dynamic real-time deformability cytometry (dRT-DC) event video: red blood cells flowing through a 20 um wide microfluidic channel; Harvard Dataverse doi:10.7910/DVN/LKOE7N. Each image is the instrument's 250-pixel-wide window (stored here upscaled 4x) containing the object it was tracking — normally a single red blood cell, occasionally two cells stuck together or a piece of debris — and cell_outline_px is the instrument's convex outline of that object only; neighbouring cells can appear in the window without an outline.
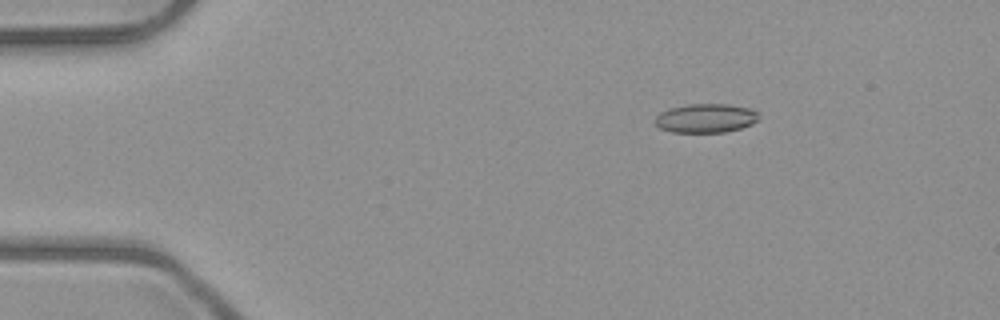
{"species": "common noctule bat (a hibernating species)", "species_latin": "Nyctalus noctula", "temperature_condition": "room temperature", "stored_images_in_passage": 4, "camera_frame_rate_fps": 3000, "um_per_image_px": 0.085, "animal": {"sex": "male", "body_mass_g": 23.1, "forearm_length_mm": 52.7}, "frame": {"image": 1, "passage_image": 2, "time_ms": 1.333, "image_size_px": [1000, 320], "cell_outline_px": [[756, 120], [752, 124], [740, 128], [724, 132], [672, 132], [660, 128], [652, 120], [660, 112], [668, 108], [688, 104], [728, 104], [752, 108], [756, 112]], "centroid_in_image_um": [59.93, 10.04], "position_along_channel_um": 25.1, "area_um2": 17.51}}